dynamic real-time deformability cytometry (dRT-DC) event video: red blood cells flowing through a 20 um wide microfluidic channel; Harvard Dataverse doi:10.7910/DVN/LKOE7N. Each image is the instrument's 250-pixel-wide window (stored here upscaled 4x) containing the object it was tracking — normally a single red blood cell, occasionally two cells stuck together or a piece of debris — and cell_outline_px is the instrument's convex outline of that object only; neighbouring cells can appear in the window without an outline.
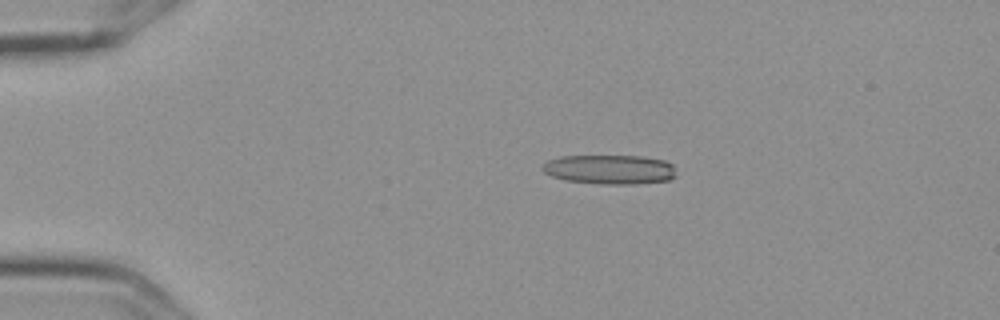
{"species": "Egyptian fruit bat (a non-hibernating species)", "species_latin": "Rousettus aegyptiacus", "temperature_condition": "cold", "stored_images_in_passage": 7, "camera_frame_rate_fps": 3000, "um_per_image_px": 0.085, "frame": {"image": 1, "passage_image": 4, "time_ms": 1.0, "image_size_px": [1000, 320], "cell_outline_px": [[676, 176], [668, 180], [636, 184], [600, 184], [564, 180], [552, 176], [544, 172], [540, 168], [548, 160], [560, 156], [640, 156], [664, 160], [672, 164]], "centroid_in_image_um": [51.81, 14.4], "position_along_channel_um": 33.2, "area_um2": 22.95}}
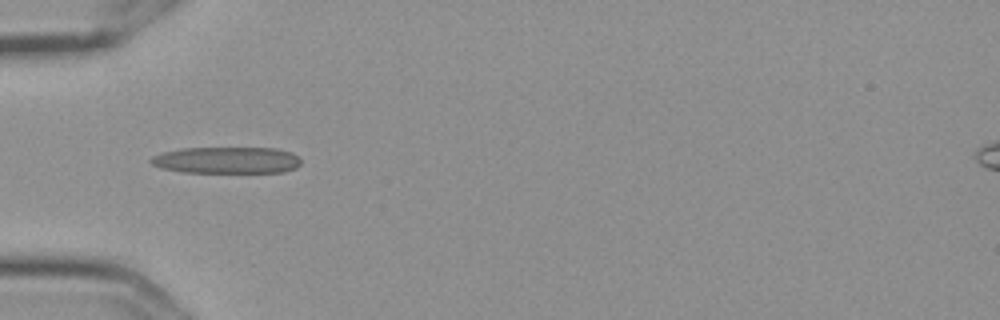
{"frame": {"image": 2, "passage_image": 6, "time_ms": 1.667, "image_size_px": [1000, 320], "cell_outline_px": [[300, 164], [296, 168], [284, 172], [184, 172], [160, 168], [152, 164], [148, 160], [152, 156], [160, 152], [180, 148], [276, 148], [292, 152], [300, 160]], "centroid_in_image_um": [19.23, 13.61], "position_along_channel_um": 65.8, "area_um2": 23.41}}
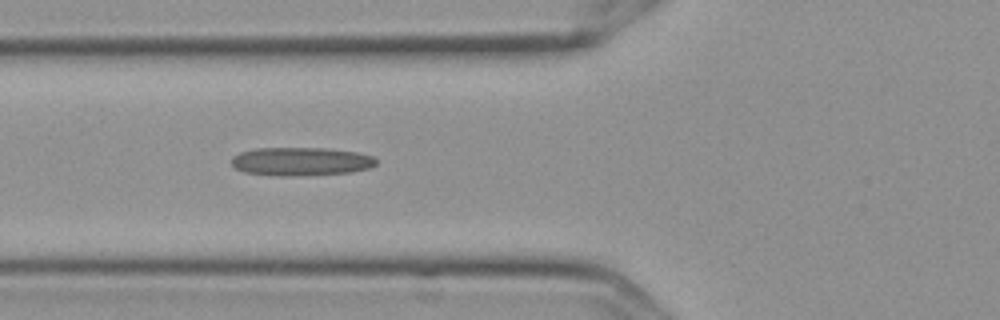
{"frame": {"image": 3, "passage_image": 7, "time_ms": 2.0, "image_size_px": [1000, 320], "cell_outline_px": [[376, 164], [368, 168], [352, 172], [288, 176], [276, 176], [244, 172], [236, 168], [232, 164], [232, 156], [240, 152], [256, 148], [324, 148], [356, 152], [372, 156], [376, 160]], "centroid_in_image_um": [25.55, 13.72], "position_along_channel_um": 100.3, "area_um2": 23.81}}